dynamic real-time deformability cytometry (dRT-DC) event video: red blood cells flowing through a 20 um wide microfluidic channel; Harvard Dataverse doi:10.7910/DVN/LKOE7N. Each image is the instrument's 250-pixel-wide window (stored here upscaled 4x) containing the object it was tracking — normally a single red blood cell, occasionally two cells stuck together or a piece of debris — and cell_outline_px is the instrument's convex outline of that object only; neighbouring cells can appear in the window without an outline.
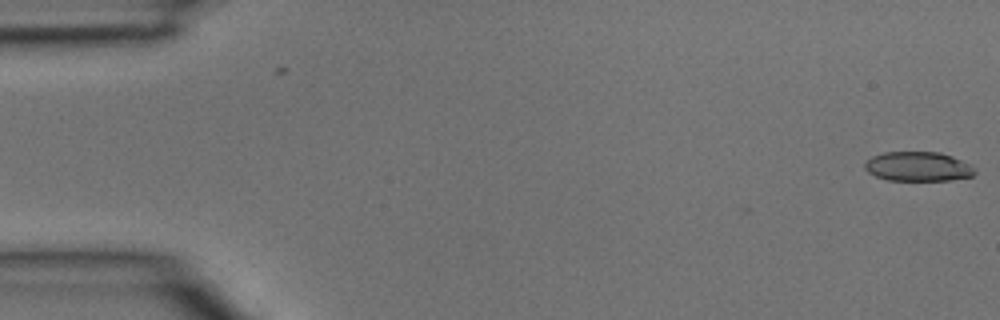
{"species": "common noctule bat (a hibernating species)", "species_latin": "Nyctalus noctula", "temperature_condition": "room temperature", "stored_images_in_passage": 5, "segment_of_instrument_passage": [1, 2], "camera_frame_rate_fps": 3000, "um_per_image_px": 0.085, "animal": {"sex": "male", "body_mass_g": 15.6}, "frame": {"image": 1, "passage_image": 1, "time_ms": 0.0, "image_size_px": [1000, 320], "cell_outline_px": [[976, 172], [972, 176], [948, 180], [888, 180], [876, 176], [868, 172], [864, 168], [864, 164], [872, 156], [884, 152], [940, 152], [952, 156], [972, 164], [976, 168]], "centroid_in_image_um": [78.06, 14.15], "position_along_channel_um": 6.9, "area_um2": 18.96}}
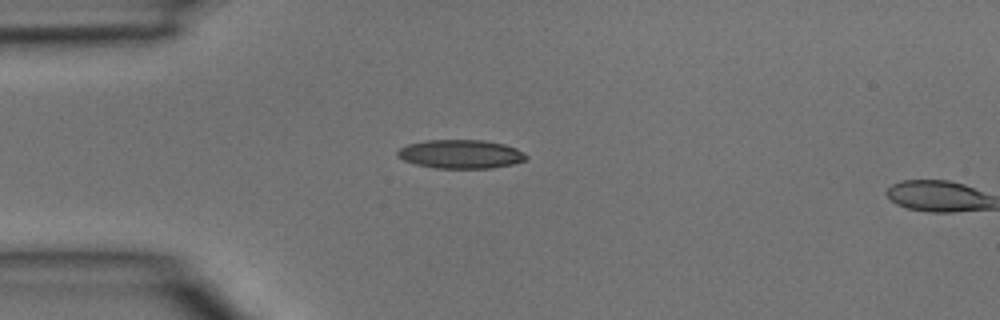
{"frame": {"image": 2, "passage_image": 4, "time_ms": 1.0, "image_size_px": [1000, 320], "cell_outline_px": [[528, 160], [512, 164], [492, 168], [436, 168], [416, 164], [404, 160], [396, 156], [396, 152], [400, 148], [408, 144], [424, 140], [484, 140], [504, 144], [516, 148], [524, 152], [528, 156]], "centroid_in_image_um": [39.18, 13.09], "position_along_channel_um": 45.8, "area_um2": 21.68}}